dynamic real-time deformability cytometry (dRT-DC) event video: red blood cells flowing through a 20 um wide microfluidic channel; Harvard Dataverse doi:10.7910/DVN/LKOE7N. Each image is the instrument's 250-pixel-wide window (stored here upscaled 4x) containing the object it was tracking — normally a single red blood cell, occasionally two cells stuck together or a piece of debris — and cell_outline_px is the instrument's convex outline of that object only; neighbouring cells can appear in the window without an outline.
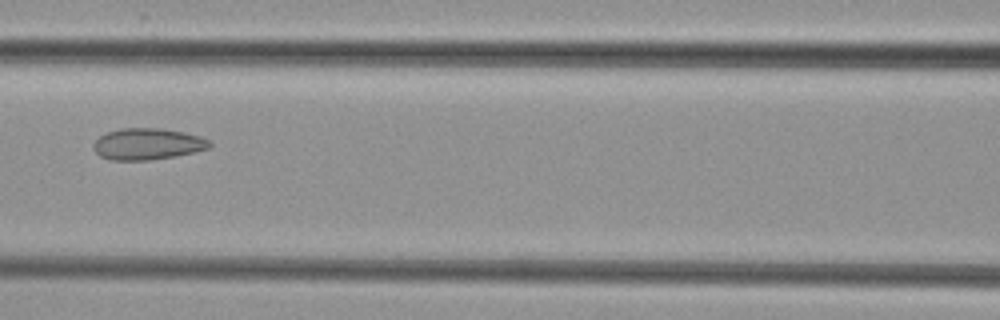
{"species": "common noctule bat (a hibernating species)", "species_latin": "Nyctalus noctula", "temperature_condition": "cold", "stored_images_in_passage": 7, "camera_frame_rate_fps": 3000, "um_per_image_px": 0.085, "animal": {"sex": "female", "body_mass_g": 29.2, "forearm_length_mm": 56.3}, "frame": {"image": 1, "passage_image": 7, "time_ms": 7.0, "image_size_px": [1000, 320], "cell_outline_px": [[212, 144], [208, 148], [196, 152], [176, 156], [152, 160], [108, 160], [100, 156], [92, 148], [92, 144], [100, 136], [108, 132], [120, 128], [164, 128], [184, 132], [200, 136], [208, 140]], "centroid_in_image_um": [12.53, 12.24], "position_along_channel_um": 154.1, "area_um2": 21.5}}